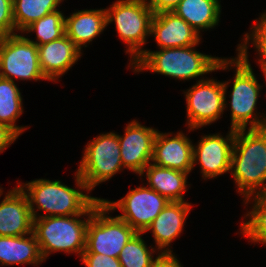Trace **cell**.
Returning <instances> with one entry per match:
<instances>
[{"label":"cell","mask_w":266,"mask_h":267,"mask_svg":"<svg viewBox=\"0 0 266 267\" xmlns=\"http://www.w3.org/2000/svg\"><path fill=\"white\" fill-rule=\"evenodd\" d=\"M75 178L78 190L62 184L60 180L36 179L25 184L19 183L18 186L29 200L33 219L48 216L92 214L94 206L101 199L87 195L90 189L77 172ZM83 190H86L87 194H84ZM34 205H36L37 210L44 211L45 214L37 215Z\"/></svg>","instance_id":"obj_1"},{"label":"cell","mask_w":266,"mask_h":267,"mask_svg":"<svg viewBox=\"0 0 266 267\" xmlns=\"http://www.w3.org/2000/svg\"><path fill=\"white\" fill-rule=\"evenodd\" d=\"M230 172L245 204L266 192V127L235 130Z\"/></svg>","instance_id":"obj_2"},{"label":"cell","mask_w":266,"mask_h":267,"mask_svg":"<svg viewBox=\"0 0 266 267\" xmlns=\"http://www.w3.org/2000/svg\"><path fill=\"white\" fill-rule=\"evenodd\" d=\"M195 46L163 48L160 51L144 50L132 64L134 72L147 71L179 80H190L216 71L219 57L202 54Z\"/></svg>","instance_id":"obj_3"},{"label":"cell","mask_w":266,"mask_h":267,"mask_svg":"<svg viewBox=\"0 0 266 267\" xmlns=\"http://www.w3.org/2000/svg\"><path fill=\"white\" fill-rule=\"evenodd\" d=\"M230 66L235 69L233 87L230 94L231 101V127L233 130L257 129L266 127V116L262 119L255 113L261 85L253 73L248 61L247 51H238L236 58L222 59L218 62L216 70H227ZM234 66V67H233ZM236 67V68H235Z\"/></svg>","instance_id":"obj_4"},{"label":"cell","mask_w":266,"mask_h":267,"mask_svg":"<svg viewBox=\"0 0 266 267\" xmlns=\"http://www.w3.org/2000/svg\"><path fill=\"white\" fill-rule=\"evenodd\" d=\"M91 215L48 216L33 219V233L43 260L57 251L77 253L81 257L86 247L87 226ZM82 216L87 218L81 220Z\"/></svg>","instance_id":"obj_5"},{"label":"cell","mask_w":266,"mask_h":267,"mask_svg":"<svg viewBox=\"0 0 266 267\" xmlns=\"http://www.w3.org/2000/svg\"><path fill=\"white\" fill-rule=\"evenodd\" d=\"M153 11L145 0H118L106 9L107 25L114 21L121 40L127 44L130 54L129 65L144 52L142 48L150 36Z\"/></svg>","instance_id":"obj_6"},{"label":"cell","mask_w":266,"mask_h":267,"mask_svg":"<svg viewBox=\"0 0 266 267\" xmlns=\"http://www.w3.org/2000/svg\"><path fill=\"white\" fill-rule=\"evenodd\" d=\"M110 209L100 200L88 221L83 253H99L118 258L125 244L137 233L120 217L107 214Z\"/></svg>","instance_id":"obj_7"},{"label":"cell","mask_w":266,"mask_h":267,"mask_svg":"<svg viewBox=\"0 0 266 267\" xmlns=\"http://www.w3.org/2000/svg\"><path fill=\"white\" fill-rule=\"evenodd\" d=\"M77 173L90 191L123 169L118 134L103 133L88 142Z\"/></svg>","instance_id":"obj_8"},{"label":"cell","mask_w":266,"mask_h":267,"mask_svg":"<svg viewBox=\"0 0 266 267\" xmlns=\"http://www.w3.org/2000/svg\"><path fill=\"white\" fill-rule=\"evenodd\" d=\"M196 82L185 92L189 131L211 125L221 117L227 107L228 81L202 78Z\"/></svg>","instance_id":"obj_9"},{"label":"cell","mask_w":266,"mask_h":267,"mask_svg":"<svg viewBox=\"0 0 266 267\" xmlns=\"http://www.w3.org/2000/svg\"><path fill=\"white\" fill-rule=\"evenodd\" d=\"M0 77L11 81L47 80L40 67L37 45L19 34L1 37Z\"/></svg>","instance_id":"obj_10"},{"label":"cell","mask_w":266,"mask_h":267,"mask_svg":"<svg viewBox=\"0 0 266 267\" xmlns=\"http://www.w3.org/2000/svg\"><path fill=\"white\" fill-rule=\"evenodd\" d=\"M101 200L110 211L116 209L122 211V215L118 217L128 223L137 233H145L152 221L170 202L147 186L130 190L125 197L115 202L103 198Z\"/></svg>","instance_id":"obj_11"},{"label":"cell","mask_w":266,"mask_h":267,"mask_svg":"<svg viewBox=\"0 0 266 267\" xmlns=\"http://www.w3.org/2000/svg\"><path fill=\"white\" fill-rule=\"evenodd\" d=\"M234 139L233 129H230L226 137L219 133L202 136L198 145H193V168L198 161L204 179L230 172Z\"/></svg>","instance_id":"obj_12"},{"label":"cell","mask_w":266,"mask_h":267,"mask_svg":"<svg viewBox=\"0 0 266 267\" xmlns=\"http://www.w3.org/2000/svg\"><path fill=\"white\" fill-rule=\"evenodd\" d=\"M158 130L141 125L132 120L126 127L124 135H118L123 168L140 175L151 163L154 140Z\"/></svg>","instance_id":"obj_13"},{"label":"cell","mask_w":266,"mask_h":267,"mask_svg":"<svg viewBox=\"0 0 266 267\" xmlns=\"http://www.w3.org/2000/svg\"><path fill=\"white\" fill-rule=\"evenodd\" d=\"M172 133L157 132L151 161L161 167L178 170L190 174L193 169V144L183 134L177 132L174 137Z\"/></svg>","instance_id":"obj_14"},{"label":"cell","mask_w":266,"mask_h":267,"mask_svg":"<svg viewBox=\"0 0 266 267\" xmlns=\"http://www.w3.org/2000/svg\"><path fill=\"white\" fill-rule=\"evenodd\" d=\"M3 191L0 192V197ZM33 232V217L27 195L16 186L0 203V236H24Z\"/></svg>","instance_id":"obj_15"},{"label":"cell","mask_w":266,"mask_h":267,"mask_svg":"<svg viewBox=\"0 0 266 267\" xmlns=\"http://www.w3.org/2000/svg\"><path fill=\"white\" fill-rule=\"evenodd\" d=\"M150 35L160 49L198 45L200 34L172 11L154 14Z\"/></svg>","instance_id":"obj_16"},{"label":"cell","mask_w":266,"mask_h":267,"mask_svg":"<svg viewBox=\"0 0 266 267\" xmlns=\"http://www.w3.org/2000/svg\"><path fill=\"white\" fill-rule=\"evenodd\" d=\"M37 48L40 67L48 81H58L81 57V50L66 34Z\"/></svg>","instance_id":"obj_17"},{"label":"cell","mask_w":266,"mask_h":267,"mask_svg":"<svg viewBox=\"0 0 266 267\" xmlns=\"http://www.w3.org/2000/svg\"><path fill=\"white\" fill-rule=\"evenodd\" d=\"M190 210L189 202H169L146 229L145 232H152L156 248L161 254H172L173 251L168 247L181 234Z\"/></svg>","instance_id":"obj_18"},{"label":"cell","mask_w":266,"mask_h":267,"mask_svg":"<svg viewBox=\"0 0 266 267\" xmlns=\"http://www.w3.org/2000/svg\"><path fill=\"white\" fill-rule=\"evenodd\" d=\"M107 26L106 8L79 10L65 17V34L81 50L100 35Z\"/></svg>","instance_id":"obj_19"},{"label":"cell","mask_w":266,"mask_h":267,"mask_svg":"<svg viewBox=\"0 0 266 267\" xmlns=\"http://www.w3.org/2000/svg\"><path fill=\"white\" fill-rule=\"evenodd\" d=\"M146 171L147 187L155 190L170 202H185L184 192L187 191L188 173L173 170L150 163L139 175L145 176Z\"/></svg>","instance_id":"obj_20"},{"label":"cell","mask_w":266,"mask_h":267,"mask_svg":"<svg viewBox=\"0 0 266 267\" xmlns=\"http://www.w3.org/2000/svg\"><path fill=\"white\" fill-rule=\"evenodd\" d=\"M37 239L29 237L0 236V264L2 266L28 264L38 266L43 262Z\"/></svg>","instance_id":"obj_21"},{"label":"cell","mask_w":266,"mask_h":267,"mask_svg":"<svg viewBox=\"0 0 266 267\" xmlns=\"http://www.w3.org/2000/svg\"><path fill=\"white\" fill-rule=\"evenodd\" d=\"M199 34L219 23L221 5L219 0H182L173 10Z\"/></svg>","instance_id":"obj_22"},{"label":"cell","mask_w":266,"mask_h":267,"mask_svg":"<svg viewBox=\"0 0 266 267\" xmlns=\"http://www.w3.org/2000/svg\"><path fill=\"white\" fill-rule=\"evenodd\" d=\"M22 95L15 81L0 77V124H5L18 135L26 130V126H17L16 120L23 113Z\"/></svg>","instance_id":"obj_23"},{"label":"cell","mask_w":266,"mask_h":267,"mask_svg":"<svg viewBox=\"0 0 266 267\" xmlns=\"http://www.w3.org/2000/svg\"><path fill=\"white\" fill-rule=\"evenodd\" d=\"M63 0H13L15 31L22 33L34 21L54 12ZM18 30V31H17Z\"/></svg>","instance_id":"obj_24"},{"label":"cell","mask_w":266,"mask_h":267,"mask_svg":"<svg viewBox=\"0 0 266 267\" xmlns=\"http://www.w3.org/2000/svg\"><path fill=\"white\" fill-rule=\"evenodd\" d=\"M23 32H36L37 41L26 38L37 46L59 39L65 35V16L62 11L56 10L34 21Z\"/></svg>","instance_id":"obj_25"},{"label":"cell","mask_w":266,"mask_h":267,"mask_svg":"<svg viewBox=\"0 0 266 267\" xmlns=\"http://www.w3.org/2000/svg\"><path fill=\"white\" fill-rule=\"evenodd\" d=\"M253 208L245 214L249 220L242 223L240 232L250 242L266 244V192L254 195Z\"/></svg>","instance_id":"obj_26"},{"label":"cell","mask_w":266,"mask_h":267,"mask_svg":"<svg viewBox=\"0 0 266 267\" xmlns=\"http://www.w3.org/2000/svg\"><path fill=\"white\" fill-rule=\"evenodd\" d=\"M142 234L144 233H136L120 251L118 260L122 267H153L162 255L158 253V256L153 259V253L156 249L153 247L150 250L148 249L142 239Z\"/></svg>","instance_id":"obj_27"},{"label":"cell","mask_w":266,"mask_h":267,"mask_svg":"<svg viewBox=\"0 0 266 267\" xmlns=\"http://www.w3.org/2000/svg\"><path fill=\"white\" fill-rule=\"evenodd\" d=\"M255 24L251 29L250 33H245V38L243 39L242 44H238L237 51H247L248 42L252 40V44L256 47L259 59L258 63L260 67H266V13L264 12L259 20L254 22Z\"/></svg>","instance_id":"obj_28"},{"label":"cell","mask_w":266,"mask_h":267,"mask_svg":"<svg viewBox=\"0 0 266 267\" xmlns=\"http://www.w3.org/2000/svg\"><path fill=\"white\" fill-rule=\"evenodd\" d=\"M13 21V0H0V38L16 34Z\"/></svg>","instance_id":"obj_29"},{"label":"cell","mask_w":266,"mask_h":267,"mask_svg":"<svg viewBox=\"0 0 266 267\" xmlns=\"http://www.w3.org/2000/svg\"><path fill=\"white\" fill-rule=\"evenodd\" d=\"M81 260L86 267H122L118 258L99 253H83Z\"/></svg>","instance_id":"obj_30"},{"label":"cell","mask_w":266,"mask_h":267,"mask_svg":"<svg viewBox=\"0 0 266 267\" xmlns=\"http://www.w3.org/2000/svg\"><path fill=\"white\" fill-rule=\"evenodd\" d=\"M19 135L5 124H0V153L9 147Z\"/></svg>","instance_id":"obj_31"},{"label":"cell","mask_w":266,"mask_h":267,"mask_svg":"<svg viewBox=\"0 0 266 267\" xmlns=\"http://www.w3.org/2000/svg\"><path fill=\"white\" fill-rule=\"evenodd\" d=\"M154 14L172 11L182 0H145Z\"/></svg>","instance_id":"obj_32"},{"label":"cell","mask_w":266,"mask_h":267,"mask_svg":"<svg viewBox=\"0 0 266 267\" xmlns=\"http://www.w3.org/2000/svg\"><path fill=\"white\" fill-rule=\"evenodd\" d=\"M153 267H183L175 254H162Z\"/></svg>","instance_id":"obj_33"},{"label":"cell","mask_w":266,"mask_h":267,"mask_svg":"<svg viewBox=\"0 0 266 267\" xmlns=\"http://www.w3.org/2000/svg\"><path fill=\"white\" fill-rule=\"evenodd\" d=\"M261 71L264 74L266 80V67H261Z\"/></svg>","instance_id":"obj_34"}]
</instances>
